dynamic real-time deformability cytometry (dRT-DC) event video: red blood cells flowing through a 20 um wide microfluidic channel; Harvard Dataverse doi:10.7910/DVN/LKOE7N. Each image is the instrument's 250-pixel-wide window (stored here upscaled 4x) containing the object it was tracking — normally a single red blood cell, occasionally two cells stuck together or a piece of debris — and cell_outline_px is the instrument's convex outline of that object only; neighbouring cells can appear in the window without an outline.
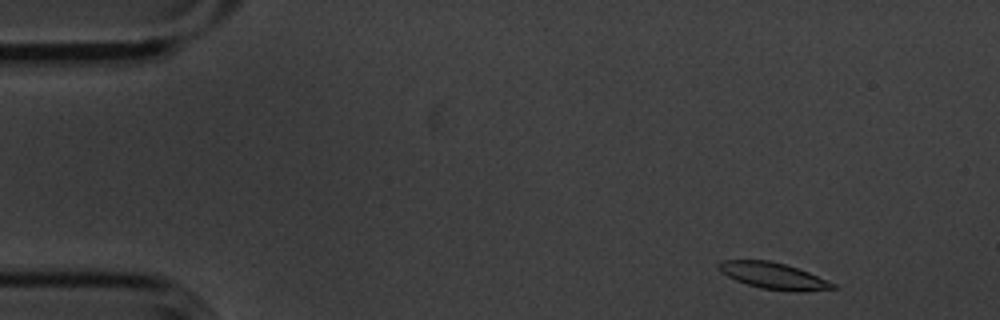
{"species": "common noctule bat (a hibernating species)", "species_latin": "Nyctalus noctula", "temperature_condition": "cold", "stored_images_in_passage": 13, "camera_frame_rate_fps": 3000, "um_per_image_px": 0.085, "animal": {"sex": "male", "body_mass_g": 20.1, "forearm_length_mm": 53.5}, "frame": {"image": 1, "passage_image": 2, "time_ms": 0.333, "image_size_px": [1000, 320], "cell_outline_px": [[840, 288], [796, 292], [760, 288], [736, 280], [720, 272], [716, 264], [720, 260], [772, 260], [808, 272], [836, 284]], "centroid_in_image_um": [65.73, 23.44], "position_along_channel_um": 19.3, "area_um2": 17.57}}
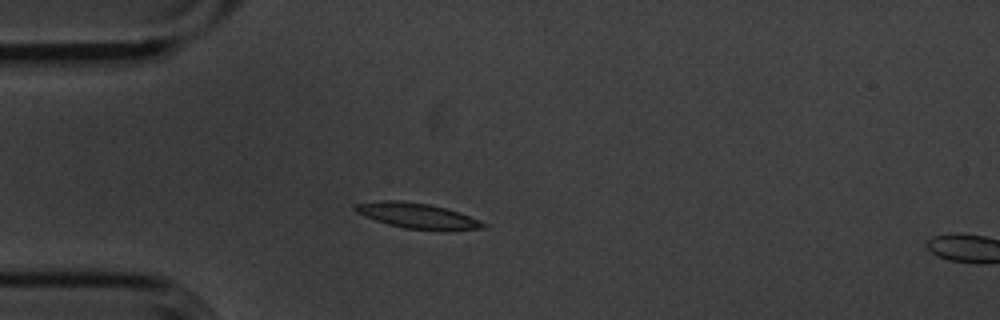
{"frame": {"image": 2, "passage_image": 11, "time_ms": 3.333, "image_size_px": [1000, 320], "cell_outline_px": [[488, 228], [404, 228], [388, 224], [364, 216], [356, 212], [352, 208], [352, 204], [384, 200], [400, 200], [428, 204], [444, 208], [480, 220], [488, 224]], "centroid_in_image_um": [35.35, 18.29], "position_along_channel_um": 49.7, "area_um2": 18.09}}